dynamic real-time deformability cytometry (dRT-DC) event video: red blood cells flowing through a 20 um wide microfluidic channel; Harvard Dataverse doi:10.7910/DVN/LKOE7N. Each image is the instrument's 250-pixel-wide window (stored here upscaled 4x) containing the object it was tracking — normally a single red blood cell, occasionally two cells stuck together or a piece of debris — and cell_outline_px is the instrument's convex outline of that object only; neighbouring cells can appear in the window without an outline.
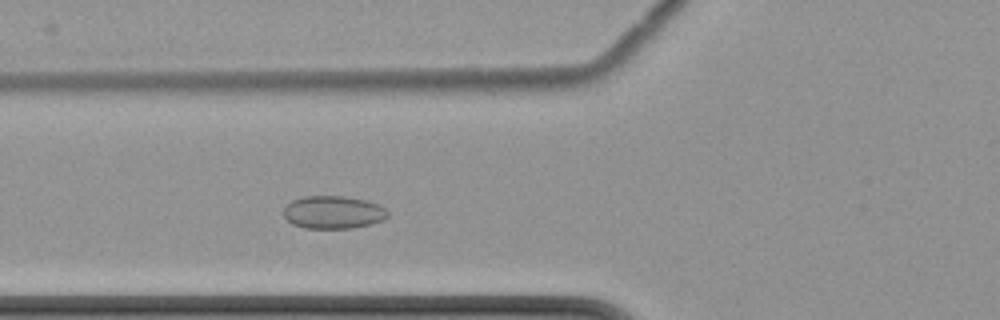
{"species": "common noctule bat (a hibernating species)", "species_latin": "Nyctalus noctula", "temperature_condition": "cold", "stored_images_in_passage": 4, "camera_frame_rate_fps": 3000, "um_per_image_px": 0.085, "animal": {"sex": "female", "body_mass_g": 22.7, "forearm_length_mm": 54.2}, "frame": {"image": 1, "passage_image": 4, "time_ms": 3.667, "image_size_px": [1000, 320], "cell_outline_px": [[388, 216], [384, 220], [372, 224], [352, 228], [304, 228], [292, 224], [284, 216], [284, 208], [292, 200], [304, 196], [344, 196], [368, 200], [380, 204], [388, 212]], "centroid_in_image_um": [28.36, 18.04], "position_along_channel_um": 97.4, "area_um2": 20.11}}